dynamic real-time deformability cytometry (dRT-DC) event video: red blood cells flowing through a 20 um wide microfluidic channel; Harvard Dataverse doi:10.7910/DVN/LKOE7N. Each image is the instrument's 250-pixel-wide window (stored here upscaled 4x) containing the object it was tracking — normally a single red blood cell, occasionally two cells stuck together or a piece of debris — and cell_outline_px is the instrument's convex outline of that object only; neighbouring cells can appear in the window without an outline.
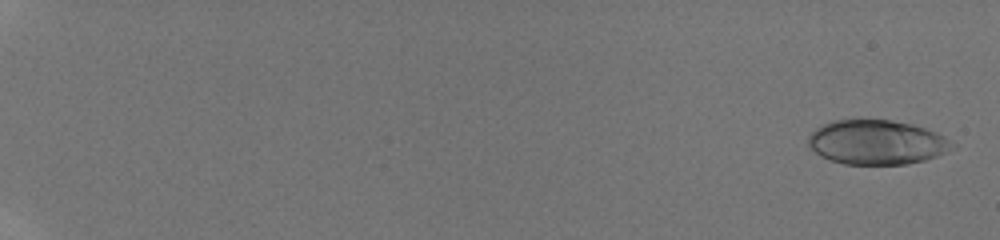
{"species": "human", "species_latin": "Homo sapiens", "temperature_condition": "room temperature", "stored_images_in_passage": 53, "camera_frame_rate_fps": 3000, "um_per_image_px": 0.085, "donor": {"sex": "male"}, "frame": {"image": 1, "passage_image": 2, "time_ms": 0.333, "image_size_px": [1000, 240], "cell_outline_px": [[956, 148], [936, 156], [924, 160], [908, 164], [844, 164], [820, 156], [808, 144], [808, 136], [820, 124], [832, 120], [892, 120], [912, 124], [936, 132], [944, 136], [956, 144]], "centroid_in_image_um": [74.54, 12.09], "position_along_channel_um": 10.5, "area_um2": 37.4}}
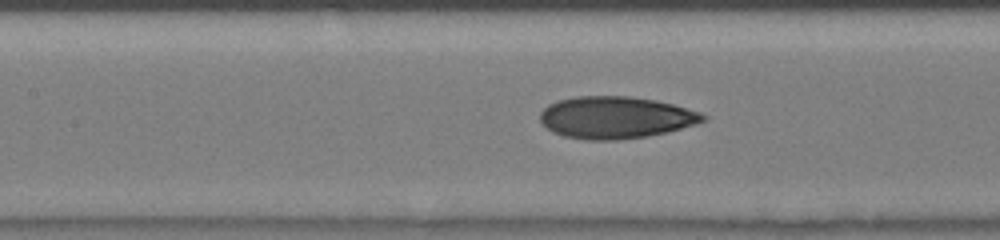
{"frame": {"image": 2, "passage_image": 29, "time_ms": 9.333, "image_size_px": [1000, 240], "cell_outline_px": [[708, 120], [696, 124], [668, 132], [648, 136], [616, 140], [588, 140], [564, 136], [552, 132], [540, 120], [540, 112], [548, 104], [560, 100], [576, 96], [628, 96], [656, 100], [672, 104], [700, 112], [708, 116]], "centroid_in_image_um": [52.35, 9.99], "position_along_channel_um": 155.0, "area_um2": 40.0}}
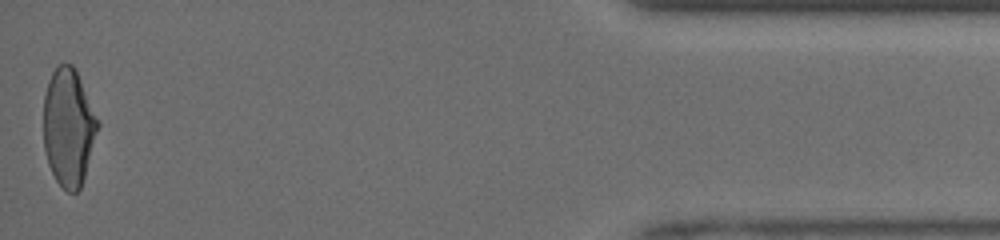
{"frame": {"image": 3, "passage_image": 53, "time_ms": 17.333, "image_size_px": [1000, 240], "cell_outline_px": [[100, 124], [84, 176], [80, 188], [76, 192], [68, 192], [56, 180], [48, 164], [44, 148], [44, 96], [48, 80], [52, 72], [60, 64], [72, 64], [100, 120]], "centroid_in_image_um": [5.83, 10.81], "position_along_channel_um": 429.4, "area_um2": 36.93}, "authors_computed_cell_mechanics": {"area_um2": 38.0902, "velocity_mm_per_s": 4.2181, "shape_relaxation_time_tau1_ms": 9.2656, "shape_relaxation_time_tau2_ms": 1.2257, "deformation_change_tau1": 0.2577, "deformation_change_tau2": 0.0772}}